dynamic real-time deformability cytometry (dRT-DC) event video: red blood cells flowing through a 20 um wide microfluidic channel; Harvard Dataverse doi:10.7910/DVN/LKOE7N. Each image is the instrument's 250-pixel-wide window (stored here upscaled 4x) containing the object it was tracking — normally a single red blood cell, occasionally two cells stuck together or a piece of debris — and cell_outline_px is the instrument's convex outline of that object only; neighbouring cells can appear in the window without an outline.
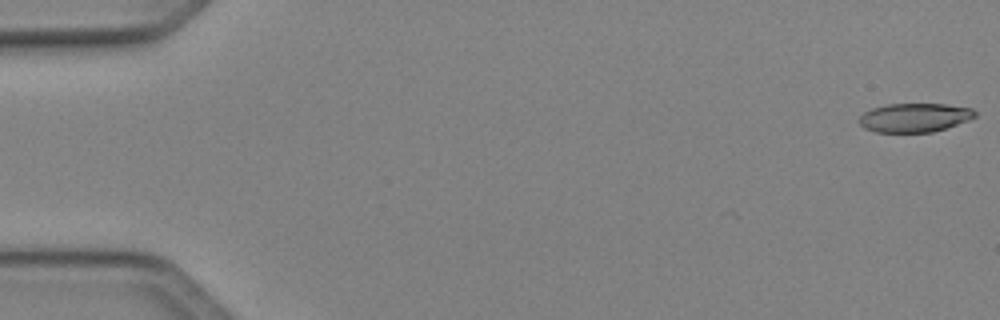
{"species": "Egyptian fruit bat (a non-hibernating species)", "species_latin": "Rousettus aegyptiacus", "temperature_condition": "cold", "stored_images_in_passage": 9, "camera_frame_rate_fps": 3000, "um_per_image_px": 0.085, "animal": {"sex": "female"}, "frame": {"image": 1, "passage_image": 1, "time_ms": 0.0, "image_size_px": [1000, 320], "cell_outline_px": [[976, 116], [968, 120], [932, 132], [876, 132], [864, 128], [856, 120], [864, 112], [872, 108], [888, 104], [948, 104], [972, 108], [976, 112]], "centroid_in_image_um": [77.71, 9.99], "position_along_channel_um": 7.3, "area_um2": 19.48}}